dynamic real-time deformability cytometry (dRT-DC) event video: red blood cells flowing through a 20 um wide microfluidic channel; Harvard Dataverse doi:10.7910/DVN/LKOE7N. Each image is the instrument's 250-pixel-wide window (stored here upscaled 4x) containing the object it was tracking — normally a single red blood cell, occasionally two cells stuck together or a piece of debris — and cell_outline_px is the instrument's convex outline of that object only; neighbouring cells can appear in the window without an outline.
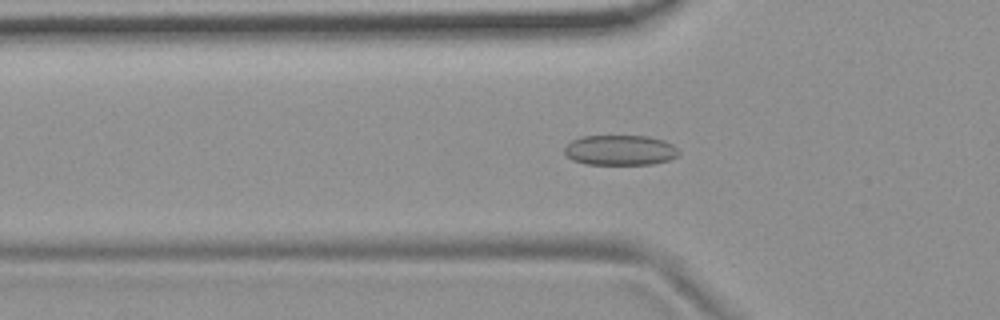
{"species": "common noctule bat (a hibernating species)", "species_latin": "Nyctalus noctula", "temperature_condition": "room temperature", "stored_images_in_passage": 54, "camera_frame_rate_fps": 3000, "um_per_image_px": 0.085, "animal": {"sex": "female", "body_mass_g": 19.9}, "frame": {"image": 1, "passage_image": 18, "time_ms": 5.667, "image_size_px": [1000, 320], "cell_outline_px": [[680, 152], [676, 156], [668, 160], [652, 164], [584, 164], [572, 160], [564, 152], [564, 148], [572, 140], [580, 136], [648, 136], [664, 140], [672, 144]], "centroid_in_image_um": [52.69, 12.76], "position_along_channel_um": 73.1, "area_um2": 20.11}}
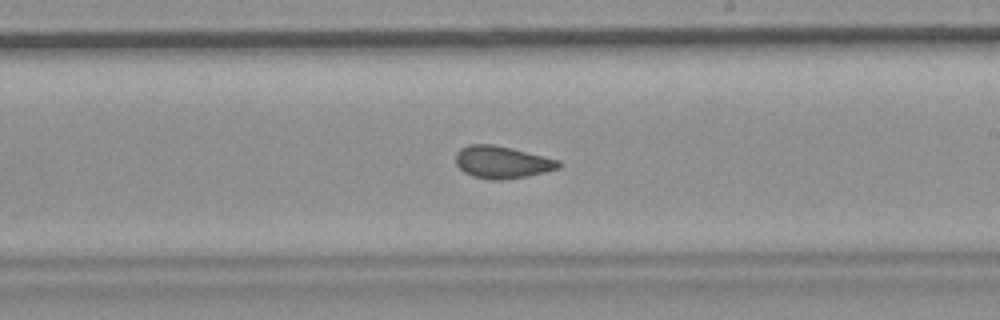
{"frame": {"image": 2, "passage_image": 32, "time_ms": 10.333, "image_size_px": [1000, 320], "cell_outline_px": [[564, 164], [560, 168], [544, 172], [524, 176], [500, 180], [492, 180], [472, 176], [464, 172], [456, 164], [456, 152], [460, 148], [468, 144], [492, 144], [512, 148], [560, 160]], "centroid_in_image_um": [42.68, 13.77], "position_along_channel_um": 246.3, "area_um2": 19.42}}
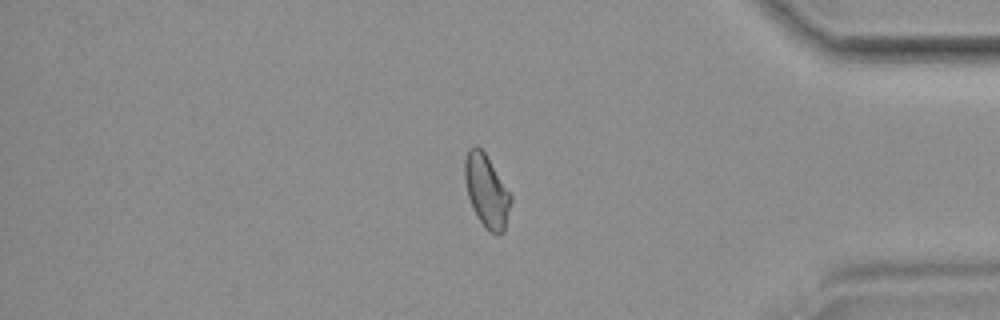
{"frame": {"image": 3, "passage_image": 46, "time_ms": 15.0, "image_size_px": [1000, 320], "cell_outline_px": [[512, 200], [504, 232], [496, 236], [484, 228], [476, 216], [468, 196], [464, 180], [464, 160], [468, 148], [476, 144], [484, 152], [512, 196]], "centroid_in_image_um": [41.35, 16.26], "position_along_channel_um": 393.9, "area_um2": 19.65}, "authors_computed_cell_mechanics": {"area_um2": 19.652, "velocity_mm_per_s": 3.7052, "shape_relaxation_time_tau1_ms": null, "shape_relaxation_time_tau2_ms": 1.4625, "deformation_change_tau1": null, "deformation_change_tau2": 0.0807}}